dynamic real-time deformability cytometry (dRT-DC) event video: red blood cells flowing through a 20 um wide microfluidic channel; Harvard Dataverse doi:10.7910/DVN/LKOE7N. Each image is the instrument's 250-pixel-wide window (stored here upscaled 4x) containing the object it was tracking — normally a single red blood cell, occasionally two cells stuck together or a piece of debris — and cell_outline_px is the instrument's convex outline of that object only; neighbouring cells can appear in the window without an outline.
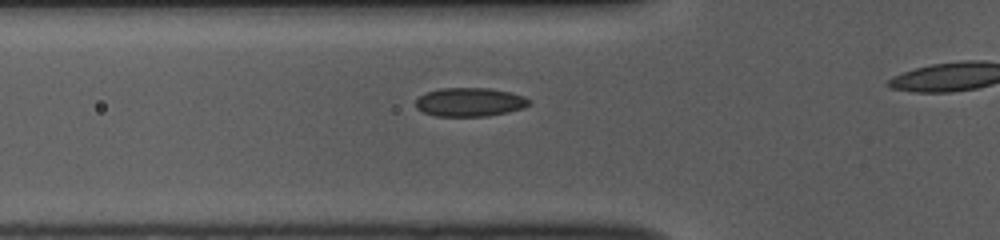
{"species": "common noctule bat (a hibernating species)", "species_latin": "Nyctalus noctula", "temperature_condition": "room temperature", "stored_images_in_passage": 18, "camera_frame_rate_fps": 3000, "um_per_image_px": 0.085, "animal": {"sex": "female", "body_mass_g": 10.0, "forearm_length_mm": 53.1}, "frame": {"image": 1, "passage_image": 13, "time_ms": 4.0, "image_size_px": [1000, 240], "cell_outline_px": [[532, 100], [524, 108], [508, 112], [488, 116], [436, 116], [424, 112], [416, 108], [416, 100], [424, 92], [440, 88], [488, 88], [508, 92], [524, 96]], "centroid_in_image_um": [39.92, 8.68], "position_along_channel_um": 85.9, "area_um2": 19.02}}
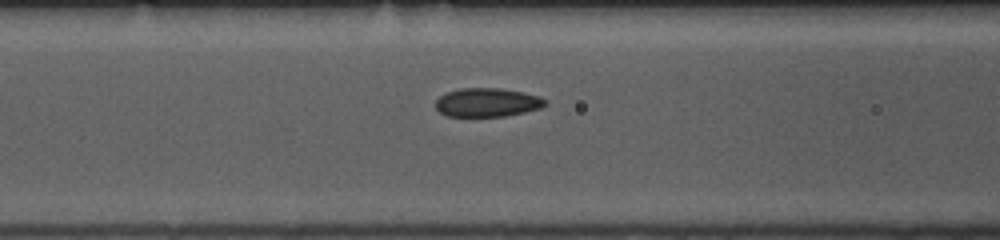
{"frame": {"image": 2, "passage_image": 16, "time_ms": 5.0, "image_size_px": [1000, 240], "cell_outline_px": [[548, 104], [540, 108], [524, 112], [504, 116], [448, 116], [440, 112], [436, 108], [436, 100], [440, 96], [448, 92], [460, 88], [500, 88], [524, 92], [540, 96], [548, 100]], "centroid_in_image_um": [41.46, 8.7], "position_along_channel_um": 125.1, "area_um2": 18.38}}